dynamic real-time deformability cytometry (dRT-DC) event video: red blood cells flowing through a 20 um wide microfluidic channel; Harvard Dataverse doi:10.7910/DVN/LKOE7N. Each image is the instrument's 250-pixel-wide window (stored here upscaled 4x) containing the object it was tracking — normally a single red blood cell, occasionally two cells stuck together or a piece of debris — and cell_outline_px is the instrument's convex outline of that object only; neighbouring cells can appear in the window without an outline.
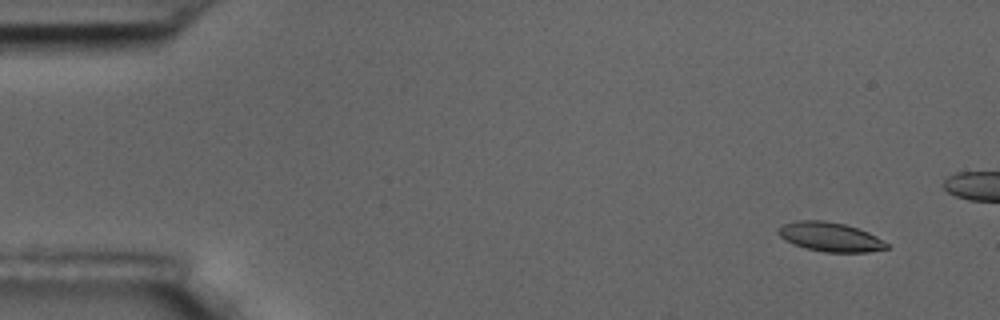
{"species": "common noctule bat (a hibernating species)", "species_latin": "Nyctalus noctula", "temperature_condition": "room temperature", "stored_images_in_passage": 5, "camera_frame_rate_fps": 3000, "um_per_image_px": 0.085, "animal": {"sex": "male", "body_mass_g": 17.5, "forearm_length_mm": 52.3}, "frame": {"image": 1, "passage_image": 1, "time_ms": 0.0, "image_size_px": [1000, 320], "cell_outline_px": [[888, 248], [868, 252], [824, 252], [792, 244], [784, 240], [776, 232], [776, 228], [784, 224], [796, 220], [824, 220], [844, 224], [868, 232], [876, 236], [888, 244]], "centroid_in_image_um": [70.51, 20.13], "position_along_channel_um": 14.5, "area_um2": 18.44}}